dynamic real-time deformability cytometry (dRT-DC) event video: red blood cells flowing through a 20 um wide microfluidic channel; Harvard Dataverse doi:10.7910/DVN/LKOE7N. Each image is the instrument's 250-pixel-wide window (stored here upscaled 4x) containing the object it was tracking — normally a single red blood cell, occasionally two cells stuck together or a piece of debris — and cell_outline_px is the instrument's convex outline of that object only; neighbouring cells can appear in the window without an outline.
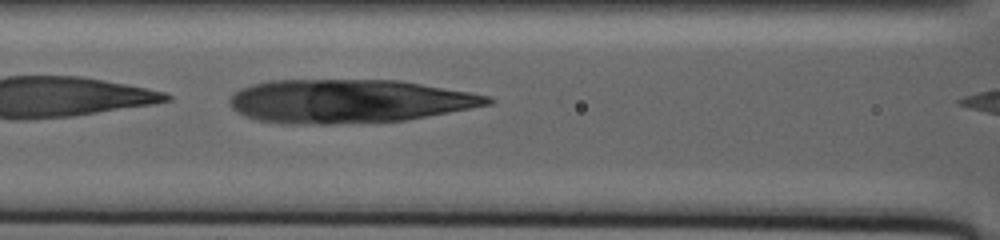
{"species": "human", "species_latin": "Homo sapiens", "temperature_condition": "warm", "stored_images_in_passage": 104, "camera_frame_rate_fps": 3000, "um_per_image_px": 0.085, "donor": {"sex": "male"}, "frame": {"image": 1, "passage_image": 19, "time_ms": 2.333, "image_size_px": [1000, 240], "cell_outline_px": [[496, 100], [492, 104], [408, 120], [332, 124], [280, 124], [256, 120], [244, 116], [236, 112], [228, 104], [228, 100], [240, 88], [252, 84], [268, 80], [400, 80], [468, 92], [488, 96]], "centroid_in_image_um": [29.6, 8.61], "position_along_channel_um": 137.0, "area_um2": 65.83}}
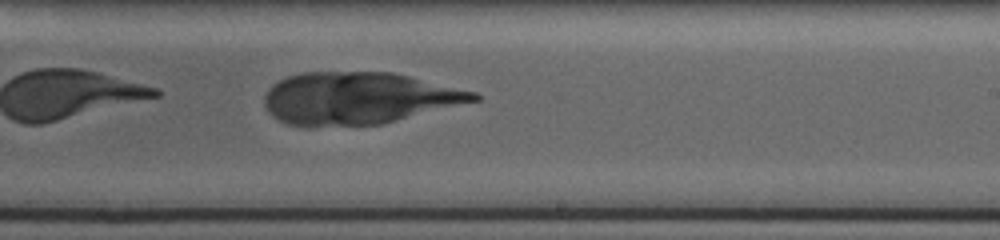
{"frame": {"image": 2, "passage_image": 68, "time_ms": 8.667, "image_size_px": [1000, 240], "cell_outline_px": [[480, 100], [380, 124], [308, 128], [304, 128], [288, 124], [272, 116], [268, 112], [264, 104], [264, 96], [268, 88], [272, 84], [288, 76], [304, 72], [392, 72], [476, 92], [480, 96]], "centroid_in_image_um": [30.4, 8.37], "position_along_channel_um": 258.6, "area_um2": 63.81}}
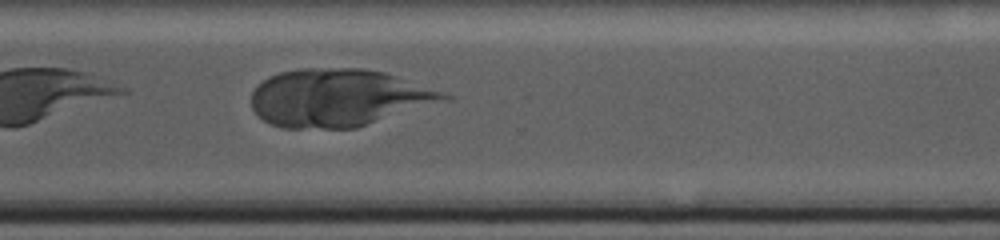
{"frame": {"image": 3, "passage_image": 101, "time_ms": 13.0, "image_size_px": [1000, 240], "cell_outline_px": [[452, 100], [356, 128], [280, 128], [268, 124], [252, 108], [252, 92], [268, 76], [280, 72], [296, 68], [364, 68], [384, 72], [444, 92], [452, 96]], "centroid_in_image_um": [28.8, 8.31], "position_along_channel_um": 341.8, "area_um2": 64.97}}